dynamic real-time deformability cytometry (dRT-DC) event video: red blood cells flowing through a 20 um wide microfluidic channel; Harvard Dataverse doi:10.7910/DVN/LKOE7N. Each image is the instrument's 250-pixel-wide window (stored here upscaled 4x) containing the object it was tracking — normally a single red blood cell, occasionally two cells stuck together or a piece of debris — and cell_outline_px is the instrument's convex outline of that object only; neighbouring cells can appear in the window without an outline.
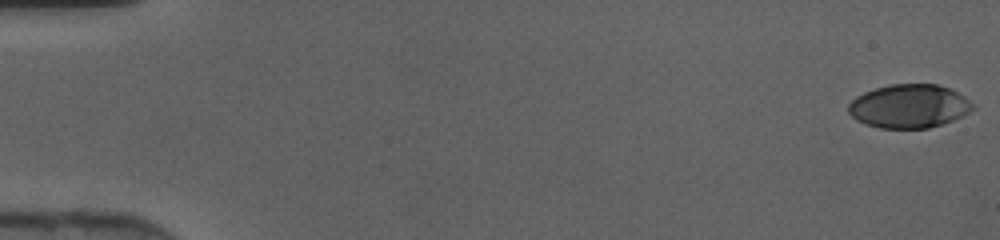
{"species": "human", "species_latin": "Homo sapiens", "temperature_condition": "cold", "stored_images_in_passage": 46, "camera_frame_rate_fps": 3000, "um_per_image_px": 0.085, "donor": {"sex": "female"}, "frame": {"image": 1, "passage_image": 1, "time_ms": 0.0, "image_size_px": [1000, 240], "cell_outline_px": [[976, 108], [964, 116], [928, 128], [880, 128], [864, 124], [856, 120], [848, 112], [848, 104], [856, 96], [864, 92], [876, 88], [892, 84], [936, 84], [948, 88], [964, 96], [976, 104]], "centroid_in_image_um": [77.29, 9.03], "position_along_channel_um": 7.7, "area_um2": 31.73}}
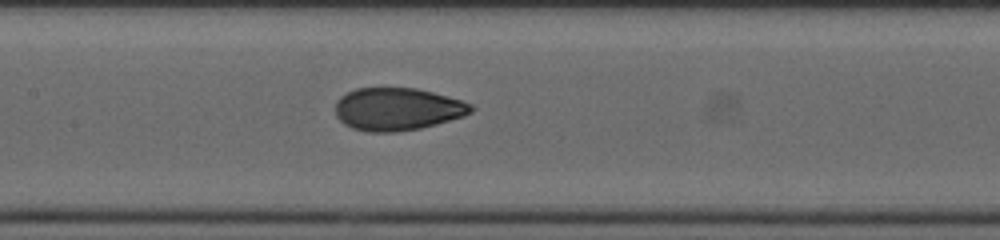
{"frame": {"image": 2, "passage_image": 23, "time_ms": 7.333, "image_size_px": [1000, 240], "cell_outline_px": [[476, 108], [472, 112], [464, 116], [436, 124], [420, 128], [396, 132], [368, 132], [352, 128], [344, 124], [336, 116], [336, 100], [340, 96], [356, 88], [416, 88], [448, 96], [472, 104]], "centroid_in_image_um": [33.78, 9.27], "position_along_channel_um": 173.6, "area_um2": 33.81}}
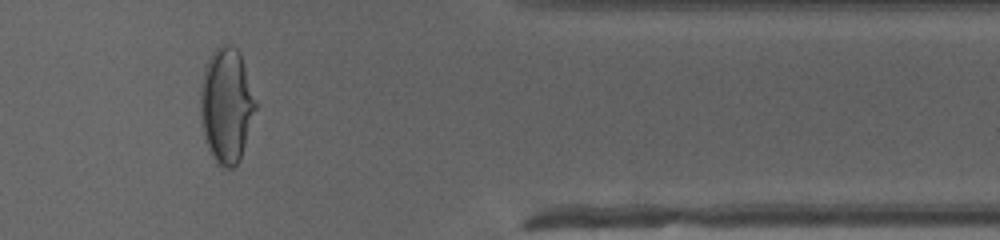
{"frame": {"image": 3, "passage_image": 39, "time_ms": 12.667, "image_size_px": [1000, 240], "cell_outline_px": [[256, 108], [240, 160], [232, 168], [224, 168], [216, 164], [204, 140], [200, 120], [200, 84], [204, 68], [212, 52], [216, 48], [224, 44], [232, 44], [240, 52], [256, 104]], "centroid_in_image_um": [19.21, 8.97], "position_along_channel_um": 392.2, "area_um2": 37.11}}